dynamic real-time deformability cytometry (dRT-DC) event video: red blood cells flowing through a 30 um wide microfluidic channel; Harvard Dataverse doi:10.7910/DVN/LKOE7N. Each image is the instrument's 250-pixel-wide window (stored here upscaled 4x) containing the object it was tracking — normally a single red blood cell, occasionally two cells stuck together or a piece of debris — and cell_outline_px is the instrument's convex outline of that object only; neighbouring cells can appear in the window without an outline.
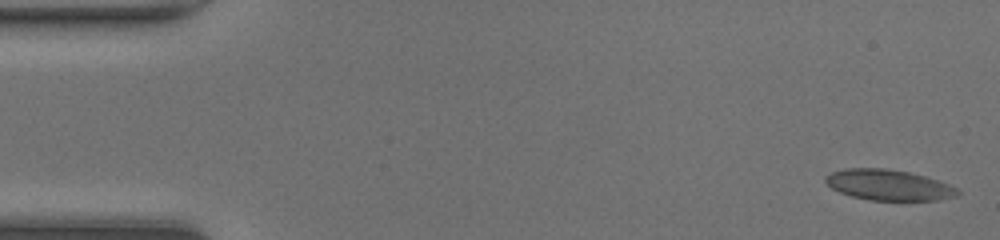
{"species": "common noctule bat (a hibernating species)", "species_latin": "Nyctalus noctula", "temperature_condition": "room temperature", "stored_images_in_passage": 47, "camera_frame_rate_fps": 3000, "um_per_image_px": 0.085, "animal": {"sex": "female", "body_mass_g": 20.0, "forearm_length_mm": 54.0}, "frame": {"image": 1, "passage_image": 1, "time_ms": 0.0, "image_size_px": [1000, 240], "cell_outline_px": [[960, 192], [956, 196], [940, 200], [868, 200], [852, 196], [840, 192], [832, 188], [824, 180], [824, 176], [832, 172], [844, 168], [884, 168], [908, 172], [924, 176], [948, 184], [956, 188]], "centroid_in_image_um": [75.5, 15.72], "position_along_channel_um": 9.5, "area_um2": 23.47}}
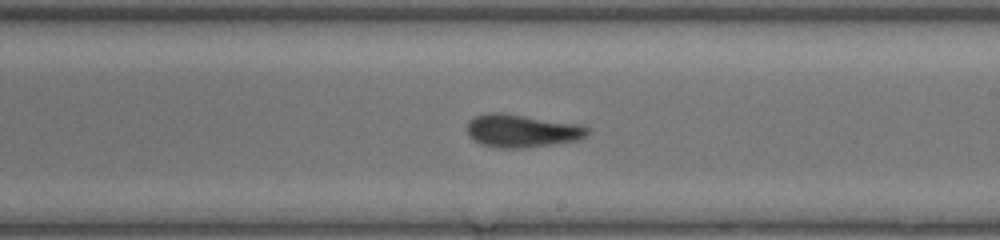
{"frame": {"image": 2, "passage_image": 27, "time_ms": 8.667, "image_size_px": [1000, 240], "cell_outline_px": [[588, 136], [580, 140], [528, 148], [496, 148], [480, 144], [472, 140], [468, 136], [468, 120], [484, 112], [500, 112], [584, 124], [588, 128]], "centroid_in_image_um": [44.38, 11.12], "position_along_channel_um": 244.6, "area_um2": 23.76}}
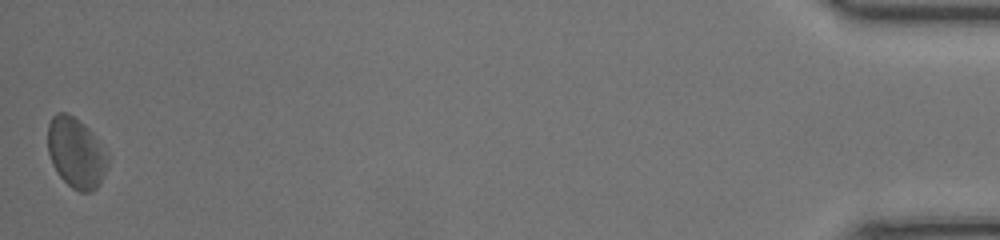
{"frame": {"image": 3, "passage_image": 47, "time_ms": 15.333, "image_size_px": [1000, 240], "cell_outline_px": [[108, 164], [100, 184], [92, 192], [80, 192], [72, 188], [60, 176], [52, 164], [48, 152], [48, 124], [52, 116], [56, 112], [68, 112], [84, 124], [92, 132], [108, 152]], "centroid_in_image_um": [6.47, 12.98], "position_along_channel_um": 428.7, "area_um2": 24.8}, "authors_computed_cell_mechanics": {"area_um2": 23.5246, "velocity_mm_per_s": 4.266, "shape_relaxation_time_tau1_ms": 3.995, "shape_relaxation_time_tau2_ms": 3.3985, "deformation_change_tau1": 0.1195, "deformation_change_tau2": 0.1103}}